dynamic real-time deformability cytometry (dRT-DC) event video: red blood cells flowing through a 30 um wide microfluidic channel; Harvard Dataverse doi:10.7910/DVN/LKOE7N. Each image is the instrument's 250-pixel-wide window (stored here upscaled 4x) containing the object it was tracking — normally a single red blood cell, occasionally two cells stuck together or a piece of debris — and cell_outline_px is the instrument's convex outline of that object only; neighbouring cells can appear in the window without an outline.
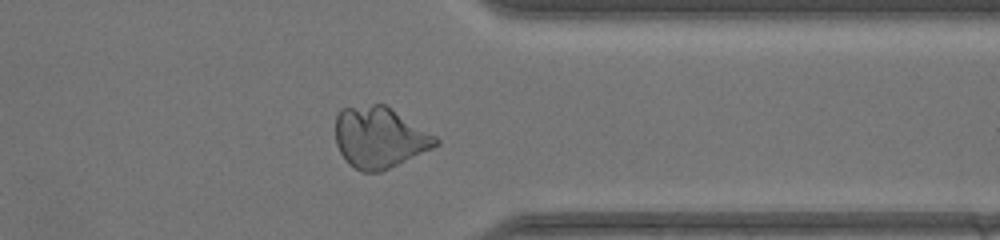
{"species": "common noctule bat (a hibernating species)", "species_latin": "Nyctalus noctula", "temperature_condition": "warm", "stored_images_in_passage": 47, "camera_frame_rate_fps": 3000, "um_per_image_px": 0.085, "animal": {"sex": "female", "body_mass_g": 17.0, "forearm_length_mm": 48.0}, "frame": {"image": 1, "passage_image": 37, "time_ms": 12.0, "image_size_px": [1000, 240], "cell_outline_px": [[440, 144], [432, 148], [380, 172], [364, 172], [348, 164], [340, 152], [336, 144], [336, 116], [340, 108], [372, 104], [384, 104], [436, 136], [440, 140]], "centroid_in_image_um": [32.24, 11.68], "position_along_channel_um": 379.2, "area_um2": 35.43}}